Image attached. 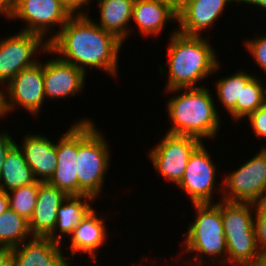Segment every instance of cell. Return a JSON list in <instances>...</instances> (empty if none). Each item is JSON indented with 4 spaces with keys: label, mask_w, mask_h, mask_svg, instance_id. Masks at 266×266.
Returning <instances> with one entry per match:
<instances>
[{
    "label": "cell",
    "mask_w": 266,
    "mask_h": 266,
    "mask_svg": "<svg viewBox=\"0 0 266 266\" xmlns=\"http://www.w3.org/2000/svg\"><path fill=\"white\" fill-rule=\"evenodd\" d=\"M89 10L73 14L60 32L49 42V54L73 64L86 75L88 69L98 68L118 77V58L123 42L98 26ZM88 68V69H87Z\"/></svg>",
    "instance_id": "cell-1"
},
{
    "label": "cell",
    "mask_w": 266,
    "mask_h": 266,
    "mask_svg": "<svg viewBox=\"0 0 266 266\" xmlns=\"http://www.w3.org/2000/svg\"><path fill=\"white\" fill-rule=\"evenodd\" d=\"M167 50L168 67L159 66L162 75L168 68L166 90L197 88L205 78L216 74L221 67L220 59L216 55L215 47L203 36H188L178 32L175 28L170 33ZM165 68V70H164ZM163 69V70H162Z\"/></svg>",
    "instance_id": "cell-2"
},
{
    "label": "cell",
    "mask_w": 266,
    "mask_h": 266,
    "mask_svg": "<svg viewBox=\"0 0 266 266\" xmlns=\"http://www.w3.org/2000/svg\"><path fill=\"white\" fill-rule=\"evenodd\" d=\"M175 93L166 102L171 127L166 133L196 137L202 142L216 137L220 132V112L207 85L197 88L165 90ZM184 91V92H183ZM178 92V93H177Z\"/></svg>",
    "instance_id": "cell-3"
},
{
    "label": "cell",
    "mask_w": 266,
    "mask_h": 266,
    "mask_svg": "<svg viewBox=\"0 0 266 266\" xmlns=\"http://www.w3.org/2000/svg\"><path fill=\"white\" fill-rule=\"evenodd\" d=\"M192 206L196 215L182 236V238L185 237V241L184 249L180 253L188 255L192 253L193 256L186 260L193 261L192 263L195 264L227 266V245L221 214V198L216 203L192 204Z\"/></svg>",
    "instance_id": "cell-4"
},
{
    "label": "cell",
    "mask_w": 266,
    "mask_h": 266,
    "mask_svg": "<svg viewBox=\"0 0 266 266\" xmlns=\"http://www.w3.org/2000/svg\"><path fill=\"white\" fill-rule=\"evenodd\" d=\"M93 120L83 118L78 121V153L76 171L78 176V196L88 195L98 199L103 192L105 175L110 168L111 150L108 141L96 128ZM102 191V192H101Z\"/></svg>",
    "instance_id": "cell-5"
},
{
    "label": "cell",
    "mask_w": 266,
    "mask_h": 266,
    "mask_svg": "<svg viewBox=\"0 0 266 266\" xmlns=\"http://www.w3.org/2000/svg\"><path fill=\"white\" fill-rule=\"evenodd\" d=\"M252 203L221 199V214L227 245V266L255 265L263 256L258 250Z\"/></svg>",
    "instance_id": "cell-6"
},
{
    "label": "cell",
    "mask_w": 266,
    "mask_h": 266,
    "mask_svg": "<svg viewBox=\"0 0 266 266\" xmlns=\"http://www.w3.org/2000/svg\"><path fill=\"white\" fill-rule=\"evenodd\" d=\"M254 155L235 171L223 176L222 200L253 204L266 195V145Z\"/></svg>",
    "instance_id": "cell-7"
},
{
    "label": "cell",
    "mask_w": 266,
    "mask_h": 266,
    "mask_svg": "<svg viewBox=\"0 0 266 266\" xmlns=\"http://www.w3.org/2000/svg\"><path fill=\"white\" fill-rule=\"evenodd\" d=\"M49 53V42L42 36L21 31L0 39V85H5L21 70L38 61L37 55ZM38 53V54H37ZM47 53V54H46Z\"/></svg>",
    "instance_id": "cell-8"
},
{
    "label": "cell",
    "mask_w": 266,
    "mask_h": 266,
    "mask_svg": "<svg viewBox=\"0 0 266 266\" xmlns=\"http://www.w3.org/2000/svg\"><path fill=\"white\" fill-rule=\"evenodd\" d=\"M72 15L58 0H14L12 20L24 21L21 31L38 34L50 42Z\"/></svg>",
    "instance_id": "cell-9"
},
{
    "label": "cell",
    "mask_w": 266,
    "mask_h": 266,
    "mask_svg": "<svg viewBox=\"0 0 266 266\" xmlns=\"http://www.w3.org/2000/svg\"><path fill=\"white\" fill-rule=\"evenodd\" d=\"M210 154L202 142L190 155L183 178L177 185L190 198L191 204L216 203L214 194L223 192V186L218 187L219 190L215 188L219 169Z\"/></svg>",
    "instance_id": "cell-10"
},
{
    "label": "cell",
    "mask_w": 266,
    "mask_h": 266,
    "mask_svg": "<svg viewBox=\"0 0 266 266\" xmlns=\"http://www.w3.org/2000/svg\"><path fill=\"white\" fill-rule=\"evenodd\" d=\"M201 143L196 137L165 133L147 156L156 172L176 186L183 178L190 155Z\"/></svg>",
    "instance_id": "cell-11"
},
{
    "label": "cell",
    "mask_w": 266,
    "mask_h": 266,
    "mask_svg": "<svg viewBox=\"0 0 266 266\" xmlns=\"http://www.w3.org/2000/svg\"><path fill=\"white\" fill-rule=\"evenodd\" d=\"M4 88L7 116L8 113L21 107L28 110L33 117H37L46 100L43 61H38L33 66L21 70Z\"/></svg>",
    "instance_id": "cell-12"
},
{
    "label": "cell",
    "mask_w": 266,
    "mask_h": 266,
    "mask_svg": "<svg viewBox=\"0 0 266 266\" xmlns=\"http://www.w3.org/2000/svg\"><path fill=\"white\" fill-rule=\"evenodd\" d=\"M52 58V59H51ZM43 62L44 94L46 99H63L80 94L85 88L86 74L58 56Z\"/></svg>",
    "instance_id": "cell-13"
},
{
    "label": "cell",
    "mask_w": 266,
    "mask_h": 266,
    "mask_svg": "<svg viewBox=\"0 0 266 266\" xmlns=\"http://www.w3.org/2000/svg\"><path fill=\"white\" fill-rule=\"evenodd\" d=\"M67 129L56 141L57 167L48 182L67 196H78V120Z\"/></svg>",
    "instance_id": "cell-14"
},
{
    "label": "cell",
    "mask_w": 266,
    "mask_h": 266,
    "mask_svg": "<svg viewBox=\"0 0 266 266\" xmlns=\"http://www.w3.org/2000/svg\"><path fill=\"white\" fill-rule=\"evenodd\" d=\"M98 213L96 208H93L69 236L70 244L68 243V247L65 249L67 252L70 251L67 258L71 263H74L72 258L76 254L88 253L92 262L98 264L97 252L106 244L108 232H110L104 222L107 220Z\"/></svg>",
    "instance_id": "cell-15"
},
{
    "label": "cell",
    "mask_w": 266,
    "mask_h": 266,
    "mask_svg": "<svg viewBox=\"0 0 266 266\" xmlns=\"http://www.w3.org/2000/svg\"><path fill=\"white\" fill-rule=\"evenodd\" d=\"M61 249L62 244L48 237H32L9 251L14 266H69L67 253Z\"/></svg>",
    "instance_id": "cell-16"
},
{
    "label": "cell",
    "mask_w": 266,
    "mask_h": 266,
    "mask_svg": "<svg viewBox=\"0 0 266 266\" xmlns=\"http://www.w3.org/2000/svg\"><path fill=\"white\" fill-rule=\"evenodd\" d=\"M21 141L18 146L35 179L48 182L57 167L56 142H52L46 135L32 134V132L30 134L27 132Z\"/></svg>",
    "instance_id": "cell-17"
},
{
    "label": "cell",
    "mask_w": 266,
    "mask_h": 266,
    "mask_svg": "<svg viewBox=\"0 0 266 266\" xmlns=\"http://www.w3.org/2000/svg\"><path fill=\"white\" fill-rule=\"evenodd\" d=\"M236 0H192L178 14V32L188 36H203L217 21L228 4ZM210 27V28H209Z\"/></svg>",
    "instance_id": "cell-18"
},
{
    "label": "cell",
    "mask_w": 266,
    "mask_h": 266,
    "mask_svg": "<svg viewBox=\"0 0 266 266\" xmlns=\"http://www.w3.org/2000/svg\"><path fill=\"white\" fill-rule=\"evenodd\" d=\"M67 195L49 182H40L37 201L28 222L33 237H48L55 229L57 210Z\"/></svg>",
    "instance_id": "cell-19"
},
{
    "label": "cell",
    "mask_w": 266,
    "mask_h": 266,
    "mask_svg": "<svg viewBox=\"0 0 266 266\" xmlns=\"http://www.w3.org/2000/svg\"><path fill=\"white\" fill-rule=\"evenodd\" d=\"M131 21L138 36L157 38L168 23H178V15L165 0H135Z\"/></svg>",
    "instance_id": "cell-20"
},
{
    "label": "cell",
    "mask_w": 266,
    "mask_h": 266,
    "mask_svg": "<svg viewBox=\"0 0 266 266\" xmlns=\"http://www.w3.org/2000/svg\"><path fill=\"white\" fill-rule=\"evenodd\" d=\"M95 199L88 195L67 196L57 210L56 226L48 236L52 241L64 244L62 241L72 234L73 230L94 208ZM66 235V236H65Z\"/></svg>",
    "instance_id": "cell-21"
},
{
    "label": "cell",
    "mask_w": 266,
    "mask_h": 266,
    "mask_svg": "<svg viewBox=\"0 0 266 266\" xmlns=\"http://www.w3.org/2000/svg\"><path fill=\"white\" fill-rule=\"evenodd\" d=\"M100 19L95 23L105 31L112 33L123 43L128 39L131 28L133 4L135 0H97Z\"/></svg>",
    "instance_id": "cell-22"
},
{
    "label": "cell",
    "mask_w": 266,
    "mask_h": 266,
    "mask_svg": "<svg viewBox=\"0 0 266 266\" xmlns=\"http://www.w3.org/2000/svg\"><path fill=\"white\" fill-rule=\"evenodd\" d=\"M254 76L252 73L240 70L234 74L222 77L215 82L216 97L224 110L236 122L241 121V94L246 83Z\"/></svg>",
    "instance_id": "cell-23"
},
{
    "label": "cell",
    "mask_w": 266,
    "mask_h": 266,
    "mask_svg": "<svg viewBox=\"0 0 266 266\" xmlns=\"http://www.w3.org/2000/svg\"><path fill=\"white\" fill-rule=\"evenodd\" d=\"M36 181L22 150L15 143L6 153L0 174V190L8 192Z\"/></svg>",
    "instance_id": "cell-24"
},
{
    "label": "cell",
    "mask_w": 266,
    "mask_h": 266,
    "mask_svg": "<svg viewBox=\"0 0 266 266\" xmlns=\"http://www.w3.org/2000/svg\"><path fill=\"white\" fill-rule=\"evenodd\" d=\"M32 237L28 221L11 208L0 214V250L14 248Z\"/></svg>",
    "instance_id": "cell-25"
},
{
    "label": "cell",
    "mask_w": 266,
    "mask_h": 266,
    "mask_svg": "<svg viewBox=\"0 0 266 266\" xmlns=\"http://www.w3.org/2000/svg\"><path fill=\"white\" fill-rule=\"evenodd\" d=\"M40 182L36 180L34 183L7 192L9 207L28 222L35 209Z\"/></svg>",
    "instance_id": "cell-26"
},
{
    "label": "cell",
    "mask_w": 266,
    "mask_h": 266,
    "mask_svg": "<svg viewBox=\"0 0 266 266\" xmlns=\"http://www.w3.org/2000/svg\"><path fill=\"white\" fill-rule=\"evenodd\" d=\"M255 74L244 86L241 94V120H246V117L255 112L259 107L265 104V87L262 78H258Z\"/></svg>",
    "instance_id": "cell-27"
},
{
    "label": "cell",
    "mask_w": 266,
    "mask_h": 266,
    "mask_svg": "<svg viewBox=\"0 0 266 266\" xmlns=\"http://www.w3.org/2000/svg\"><path fill=\"white\" fill-rule=\"evenodd\" d=\"M254 230L258 250L266 255V195L253 203Z\"/></svg>",
    "instance_id": "cell-28"
},
{
    "label": "cell",
    "mask_w": 266,
    "mask_h": 266,
    "mask_svg": "<svg viewBox=\"0 0 266 266\" xmlns=\"http://www.w3.org/2000/svg\"><path fill=\"white\" fill-rule=\"evenodd\" d=\"M245 49L254 58L257 67L261 68L266 73V33L258 35L252 39H245Z\"/></svg>",
    "instance_id": "cell-29"
},
{
    "label": "cell",
    "mask_w": 266,
    "mask_h": 266,
    "mask_svg": "<svg viewBox=\"0 0 266 266\" xmlns=\"http://www.w3.org/2000/svg\"><path fill=\"white\" fill-rule=\"evenodd\" d=\"M247 118L253 134L257 137L266 138V104L249 114Z\"/></svg>",
    "instance_id": "cell-30"
},
{
    "label": "cell",
    "mask_w": 266,
    "mask_h": 266,
    "mask_svg": "<svg viewBox=\"0 0 266 266\" xmlns=\"http://www.w3.org/2000/svg\"><path fill=\"white\" fill-rule=\"evenodd\" d=\"M2 131V129L0 130ZM7 131L0 132V174L3 168L6 153L16 143Z\"/></svg>",
    "instance_id": "cell-31"
},
{
    "label": "cell",
    "mask_w": 266,
    "mask_h": 266,
    "mask_svg": "<svg viewBox=\"0 0 266 266\" xmlns=\"http://www.w3.org/2000/svg\"><path fill=\"white\" fill-rule=\"evenodd\" d=\"M0 15L5 16L9 20L14 15V0H0Z\"/></svg>",
    "instance_id": "cell-32"
},
{
    "label": "cell",
    "mask_w": 266,
    "mask_h": 266,
    "mask_svg": "<svg viewBox=\"0 0 266 266\" xmlns=\"http://www.w3.org/2000/svg\"><path fill=\"white\" fill-rule=\"evenodd\" d=\"M91 1L94 0H72V14L86 13L88 9L90 10V3H92ZM83 6L86 7L87 10L84 11L83 9L85 8Z\"/></svg>",
    "instance_id": "cell-33"
},
{
    "label": "cell",
    "mask_w": 266,
    "mask_h": 266,
    "mask_svg": "<svg viewBox=\"0 0 266 266\" xmlns=\"http://www.w3.org/2000/svg\"><path fill=\"white\" fill-rule=\"evenodd\" d=\"M178 15L184 8H186L192 0H165Z\"/></svg>",
    "instance_id": "cell-34"
},
{
    "label": "cell",
    "mask_w": 266,
    "mask_h": 266,
    "mask_svg": "<svg viewBox=\"0 0 266 266\" xmlns=\"http://www.w3.org/2000/svg\"><path fill=\"white\" fill-rule=\"evenodd\" d=\"M0 266H14L13 257L9 250H0Z\"/></svg>",
    "instance_id": "cell-35"
},
{
    "label": "cell",
    "mask_w": 266,
    "mask_h": 266,
    "mask_svg": "<svg viewBox=\"0 0 266 266\" xmlns=\"http://www.w3.org/2000/svg\"><path fill=\"white\" fill-rule=\"evenodd\" d=\"M235 3H241V4H247V6H254V8L257 7V9L259 8L260 10L263 9V11L266 10V0H236ZM256 6V7H255ZM266 12V11H265Z\"/></svg>",
    "instance_id": "cell-36"
},
{
    "label": "cell",
    "mask_w": 266,
    "mask_h": 266,
    "mask_svg": "<svg viewBox=\"0 0 266 266\" xmlns=\"http://www.w3.org/2000/svg\"><path fill=\"white\" fill-rule=\"evenodd\" d=\"M9 208V198L7 192L0 190V214Z\"/></svg>",
    "instance_id": "cell-37"
},
{
    "label": "cell",
    "mask_w": 266,
    "mask_h": 266,
    "mask_svg": "<svg viewBox=\"0 0 266 266\" xmlns=\"http://www.w3.org/2000/svg\"><path fill=\"white\" fill-rule=\"evenodd\" d=\"M0 85V119H4L7 114H6V110H5V97H4V90H3V86ZM2 88V89H1Z\"/></svg>",
    "instance_id": "cell-38"
},
{
    "label": "cell",
    "mask_w": 266,
    "mask_h": 266,
    "mask_svg": "<svg viewBox=\"0 0 266 266\" xmlns=\"http://www.w3.org/2000/svg\"><path fill=\"white\" fill-rule=\"evenodd\" d=\"M72 13V0H58Z\"/></svg>",
    "instance_id": "cell-39"
},
{
    "label": "cell",
    "mask_w": 266,
    "mask_h": 266,
    "mask_svg": "<svg viewBox=\"0 0 266 266\" xmlns=\"http://www.w3.org/2000/svg\"><path fill=\"white\" fill-rule=\"evenodd\" d=\"M255 265L256 266H266V255H263Z\"/></svg>",
    "instance_id": "cell-40"
},
{
    "label": "cell",
    "mask_w": 266,
    "mask_h": 266,
    "mask_svg": "<svg viewBox=\"0 0 266 266\" xmlns=\"http://www.w3.org/2000/svg\"><path fill=\"white\" fill-rule=\"evenodd\" d=\"M186 262H187V264L185 265V262H184V260H183L181 265H182V266H205V265L195 264V263H192V262L188 263V262H189L188 260H187ZM183 264H184V265H183ZM181 265H180V266H181ZM170 266H174V265H173V262H172V265H170ZM175 266H178V265H175ZM206 266H207V265H206ZM212 266H213V265H212Z\"/></svg>",
    "instance_id": "cell-41"
}]
</instances>
